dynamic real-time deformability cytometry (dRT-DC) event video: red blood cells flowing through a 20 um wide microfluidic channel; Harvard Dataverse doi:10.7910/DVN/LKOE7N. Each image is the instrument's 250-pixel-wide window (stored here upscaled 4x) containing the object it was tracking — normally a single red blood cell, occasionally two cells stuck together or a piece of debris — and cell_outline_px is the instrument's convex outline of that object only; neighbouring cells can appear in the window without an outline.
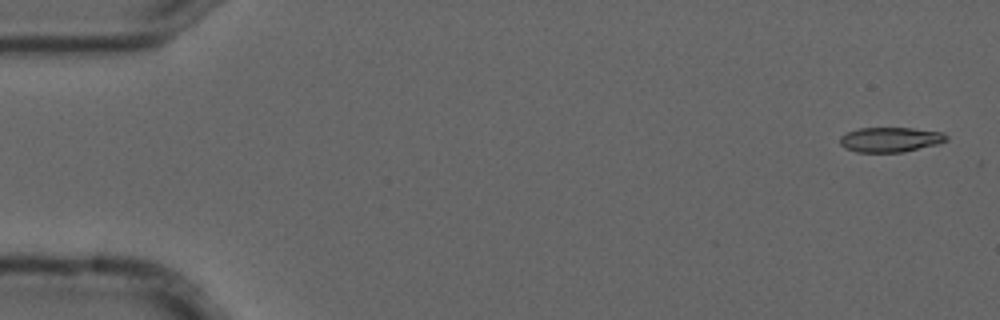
{"species": "common noctule bat (a hibernating species)", "species_latin": "Nyctalus noctula", "temperature_condition": "cold", "stored_images_in_passage": 5, "camera_frame_rate_fps": 3000, "um_per_image_px": 0.085, "animal": {"sex": "male", "forearm_length_mm": 52.5}, "frame": {"image": 1, "passage_image": 1, "time_ms": 0.0, "image_size_px": [1000, 320], "cell_outline_px": [[948, 140], [936, 144], [904, 152], [856, 152], [844, 148], [840, 144], [840, 136], [848, 132], [860, 128], [912, 128], [944, 132], [948, 136]], "centroid_in_image_um": [75.68, 11.86], "position_along_channel_um": 9.3, "area_um2": 15.43}}
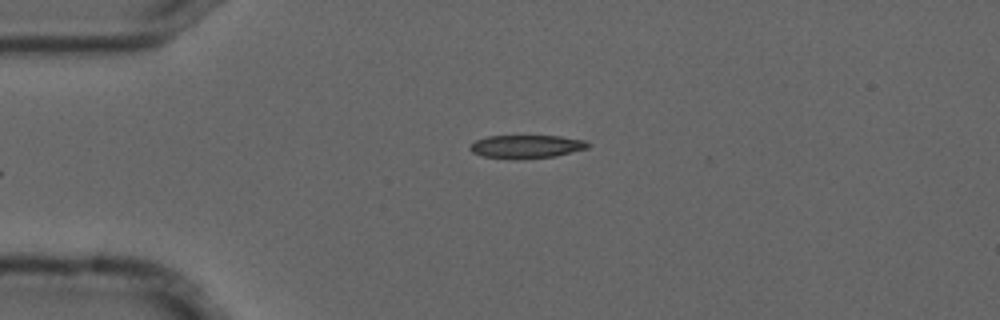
{"frame": {"image": 2, "passage_image": 4, "time_ms": 1.0, "image_size_px": [1000, 320], "cell_outline_px": [[592, 144], [588, 148], [556, 156], [484, 156], [472, 152], [468, 148], [476, 140], [488, 136], [560, 136], [584, 140]], "centroid_in_image_um": [44.81, 12.4], "position_along_channel_um": 40.2, "area_um2": 15.03}}